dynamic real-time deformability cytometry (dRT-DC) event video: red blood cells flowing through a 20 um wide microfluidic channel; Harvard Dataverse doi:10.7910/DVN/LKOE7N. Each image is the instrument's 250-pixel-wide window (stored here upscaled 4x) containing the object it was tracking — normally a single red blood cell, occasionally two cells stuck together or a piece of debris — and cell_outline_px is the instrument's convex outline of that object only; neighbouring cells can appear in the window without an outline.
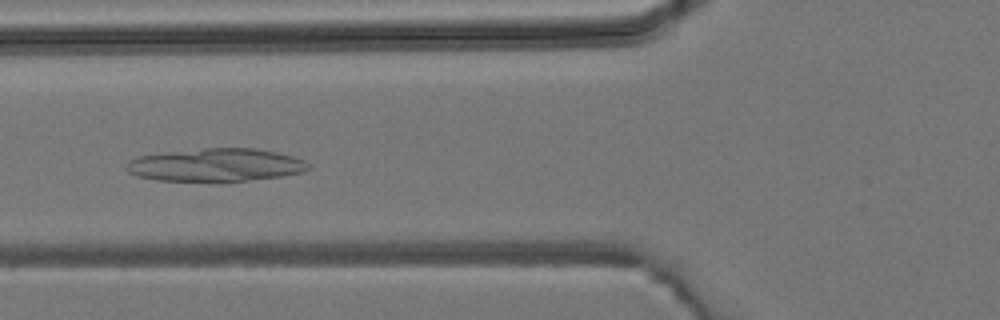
{"species": "common noctule bat (a hibernating species)", "species_latin": "Nyctalus noctula", "temperature_condition": "room temperature", "stored_images_in_passage": 4, "camera_frame_rate_fps": 3000, "um_per_image_px": 0.085, "animal": {"sex": "male", "body_mass_g": 19.2, "forearm_length_mm": 51.8}, "frame": {"image": 1, "passage_image": 4, "time_ms": 4.667, "image_size_px": [1000, 320], "cell_outline_px": [[312, 168], [300, 172], [280, 176], [248, 180], [156, 180], [136, 176], [128, 172], [124, 168], [128, 160], [136, 156], [168, 152], [204, 148], [256, 148], [276, 152], [292, 156], [304, 160], [312, 164]], "centroid_in_image_um": [18.33, 14.0], "position_along_channel_um": 107.5, "area_um2": 34.74}}